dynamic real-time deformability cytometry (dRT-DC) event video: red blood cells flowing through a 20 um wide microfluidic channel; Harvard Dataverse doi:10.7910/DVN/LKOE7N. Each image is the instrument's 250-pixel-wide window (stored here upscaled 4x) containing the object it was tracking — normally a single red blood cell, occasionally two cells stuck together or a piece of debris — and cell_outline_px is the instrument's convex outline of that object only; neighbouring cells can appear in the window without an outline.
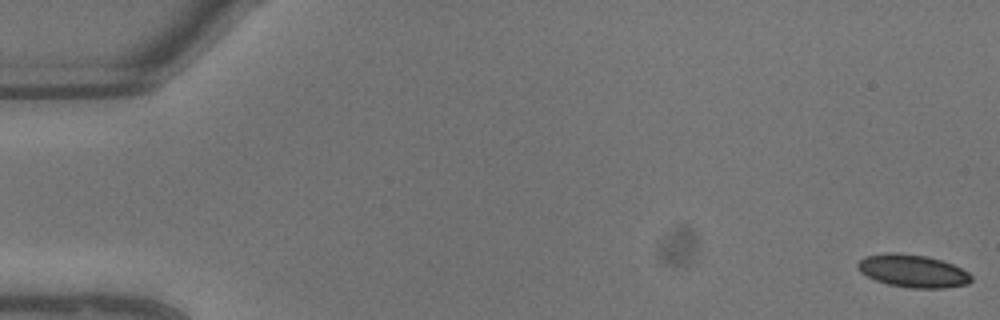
{"species": "common noctule bat (a hibernating species)", "species_latin": "Nyctalus noctula", "temperature_condition": "warm", "stored_images_in_passage": 5, "camera_frame_rate_fps": 3000, "um_per_image_px": 0.085, "animal": {"sex": "male", "body_mass_g": 13.3}, "frame": {"image": 1, "passage_image": 1, "time_ms": 0.0, "image_size_px": [1000, 320], "cell_outline_px": [[972, 280], [968, 284], [944, 288], [908, 288], [888, 284], [876, 280], [860, 272], [856, 268], [856, 264], [864, 256], [888, 252], [900, 252], [924, 256], [940, 260], [952, 264], [968, 272], [972, 276]], "centroid_in_image_um": [77.56, 23.03], "position_along_channel_um": 7.4, "area_um2": 21.73}}